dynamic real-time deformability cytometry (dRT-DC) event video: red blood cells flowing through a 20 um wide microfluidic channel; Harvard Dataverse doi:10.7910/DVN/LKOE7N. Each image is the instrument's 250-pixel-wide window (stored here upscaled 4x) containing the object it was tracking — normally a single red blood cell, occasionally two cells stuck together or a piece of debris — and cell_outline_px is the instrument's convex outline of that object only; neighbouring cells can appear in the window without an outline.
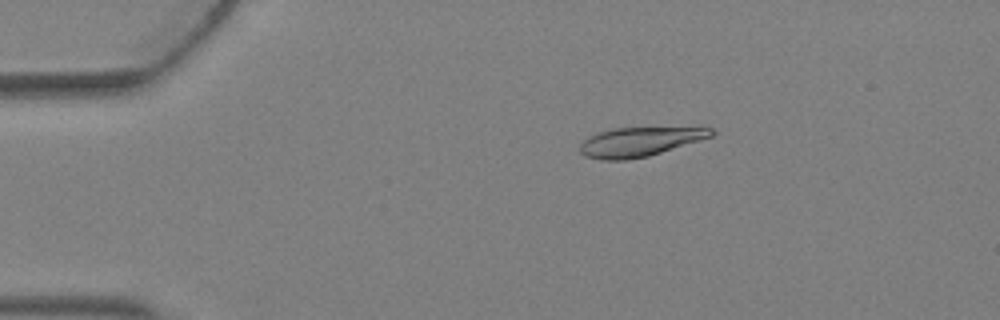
{"species": "Egyptian fruit bat (a non-hibernating species)", "species_latin": "Rousettus aegyptiacus", "temperature_condition": "warm", "stored_images_in_passage": 3, "camera_frame_rate_fps": 3000, "um_per_image_px": 0.085, "animal": {"sex": "female"}, "frame": {"image": 1, "passage_image": 3, "time_ms": 0.667, "image_size_px": [1000, 320], "cell_outline_px": [[716, 132], [712, 136], [700, 140], [648, 156], [624, 160], [600, 160], [584, 156], [580, 152], [580, 144], [588, 136], [612, 128], [704, 124], [712, 128]], "centroid_in_image_um": [54.51, 11.98], "position_along_channel_um": 30.5, "area_um2": 23.52}}